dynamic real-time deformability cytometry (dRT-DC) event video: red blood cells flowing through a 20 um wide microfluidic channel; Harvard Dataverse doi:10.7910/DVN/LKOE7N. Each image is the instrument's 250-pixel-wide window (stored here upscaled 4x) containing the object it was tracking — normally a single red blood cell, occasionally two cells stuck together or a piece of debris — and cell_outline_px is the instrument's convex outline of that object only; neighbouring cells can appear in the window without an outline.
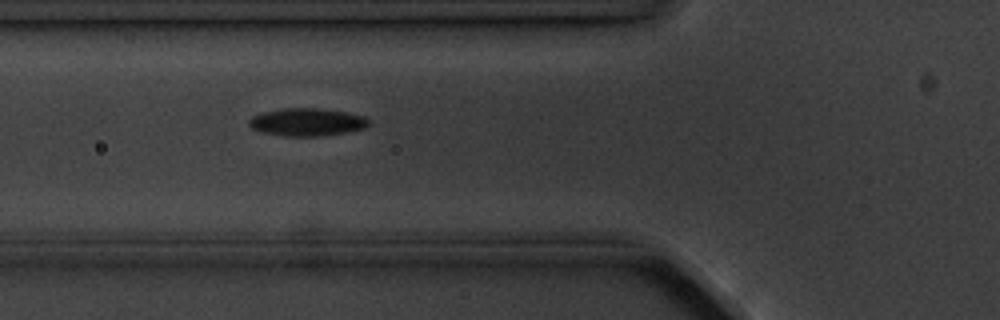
{"species": "common noctule bat (a hibernating species)", "species_latin": "Nyctalus noctula", "temperature_condition": "cold", "stored_images_in_passage": 6, "camera_frame_rate_fps": 3000, "um_per_image_px": 0.085, "animal": {"sex": "male", "body_mass_g": 20.1, "forearm_length_mm": 53.5}, "frame": {"image": 1, "passage_image": 6, "time_ms": 6.0, "image_size_px": [1000, 320], "cell_outline_px": [[368, 124], [364, 128], [344, 132], [320, 136], [284, 136], [264, 132], [252, 128], [248, 124], [248, 120], [252, 116], [264, 112], [280, 108], [316, 108], [348, 112], [364, 116], [368, 120]], "centroid_in_image_um": [26.07, 10.36], "position_along_channel_um": 99.7, "area_um2": 19.19}}